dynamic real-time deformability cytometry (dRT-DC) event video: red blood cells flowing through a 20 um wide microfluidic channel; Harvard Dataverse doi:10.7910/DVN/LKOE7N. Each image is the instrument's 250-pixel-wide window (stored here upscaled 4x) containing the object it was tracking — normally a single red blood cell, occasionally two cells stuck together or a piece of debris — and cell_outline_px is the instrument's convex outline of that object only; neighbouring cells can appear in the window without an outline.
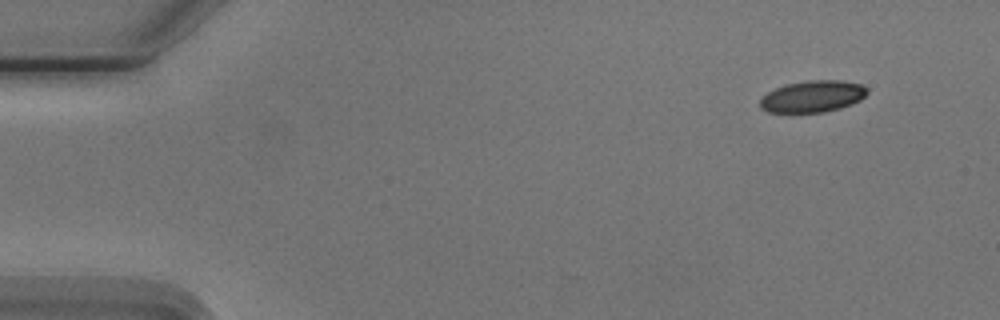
{"species": "Egyptian fruit bat (a non-hibernating species)", "species_latin": "Rousettus aegyptiacus", "temperature_condition": "cold", "stored_images_in_passage": 4, "camera_frame_rate_fps": 3000, "um_per_image_px": 0.085, "animal": {"sex": "male"}, "frame": {"image": 1, "passage_image": 1, "time_ms": 0.0, "image_size_px": [1000, 320], "cell_outline_px": [[868, 92], [860, 100], [852, 104], [840, 108], [824, 112], [768, 112], [760, 108], [760, 100], [768, 92], [784, 84], [808, 80], [844, 80], [860, 84], [868, 88]], "centroid_in_image_um": [69.09, 8.18], "position_along_channel_um": 15.9, "area_um2": 19.83}}
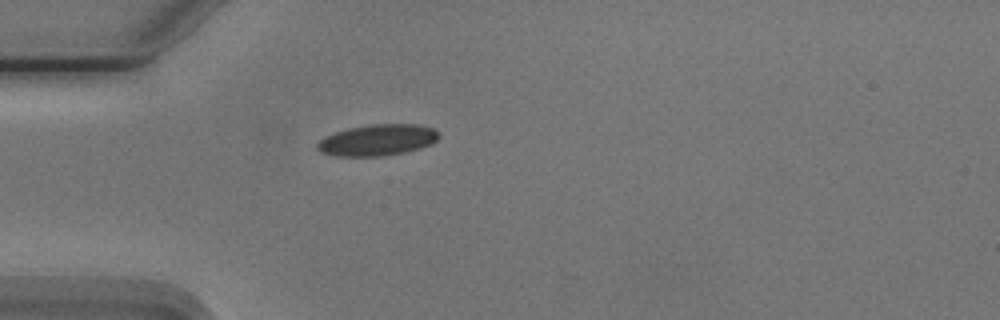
{"frame": {"image": 2, "passage_image": 4, "time_ms": 3.667, "image_size_px": [1000, 320], "cell_outline_px": [[440, 136], [432, 144], [420, 148], [404, 152], [380, 156], [336, 156], [320, 152], [316, 148], [316, 144], [324, 136], [348, 128], [372, 124], [416, 124], [432, 128], [440, 132]], "centroid_in_image_um": [32.08, 11.9], "position_along_channel_um": 52.9, "area_um2": 22.2}}